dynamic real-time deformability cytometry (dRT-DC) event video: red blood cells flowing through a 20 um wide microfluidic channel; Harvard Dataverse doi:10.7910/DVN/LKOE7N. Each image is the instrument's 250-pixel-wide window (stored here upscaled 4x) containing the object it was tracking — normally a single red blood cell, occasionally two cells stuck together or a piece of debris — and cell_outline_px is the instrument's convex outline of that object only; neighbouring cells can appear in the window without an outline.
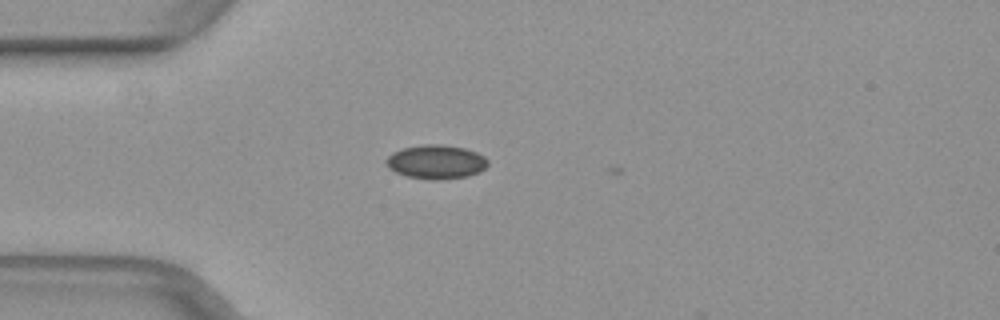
{"species": "common noctule bat (a hibernating species)", "species_latin": "Nyctalus noctula", "temperature_condition": "warm", "stored_images_in_passage": 3, "camera_frame_rate_fps": 3000, "um_per_image_px": 0.085, "animal": {"sex": "female", "body_mass_g": 29.2, "forearm_length_mm": 56.3}, "frame": {"image": 1, "passage_image": 2, "time_ms": 0.333, "image_size_px": [1000, 320], "cell_outline_px": [[488, 164], [480, 172], [468, 176], [440, 180], [432, 180], [408, 176], [396, 172], [388, 168], [384, 160], [392, 152], [404, 148], [424, 144], [444, 144], [464, 148], [476, 152], [484, 156], [488, 160]], "centroid_in_image_um": [37.07, 13.76], "position_along_channel_um": 47.9, "area_um2": 20.23}}